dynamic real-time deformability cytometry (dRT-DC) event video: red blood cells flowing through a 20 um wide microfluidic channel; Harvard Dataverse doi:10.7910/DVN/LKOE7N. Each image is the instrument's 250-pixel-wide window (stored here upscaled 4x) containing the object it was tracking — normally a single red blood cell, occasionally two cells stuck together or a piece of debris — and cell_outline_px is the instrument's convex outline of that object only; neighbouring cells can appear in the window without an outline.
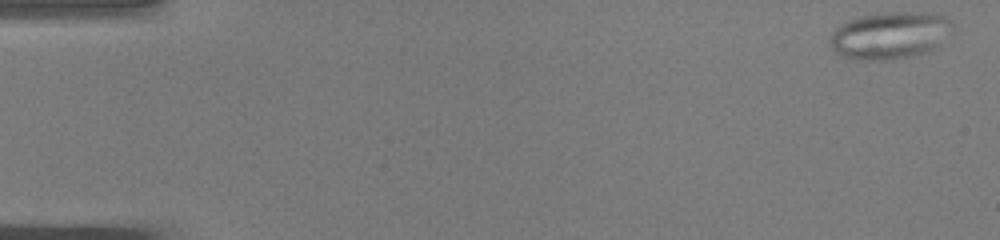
{"species": "common noctule bat (a hibernating species)", "species_latin": "Nyctalus noctula", "temperature_condition": "warm", "stored_images_in_passage": 49, "camera_frame_rate_fps": 3000, "um_per_image_px": 0.085, "animal": {"sex": "male", "body_mass_g": 19.0, "forearm_length_mm": 50.8}, "frame": {"image": 1, "passage_image": 1, "time_ms": 0.0, "image_size_px": [1000, 240], "cell_outline_px": [[956, 24], [940, 48], [912, 56], [888, 60], [860, 60], [840, 56], [832, 48], [832, 32], [840, 24], [848, 20], [864, 16], [884, 12], [932, 12], [944, 16], [952, 20]], "centroid_in_image_um": [75.74, 3.0], "position_along_channel_um": 9.3, "area_um2": 34.22}}
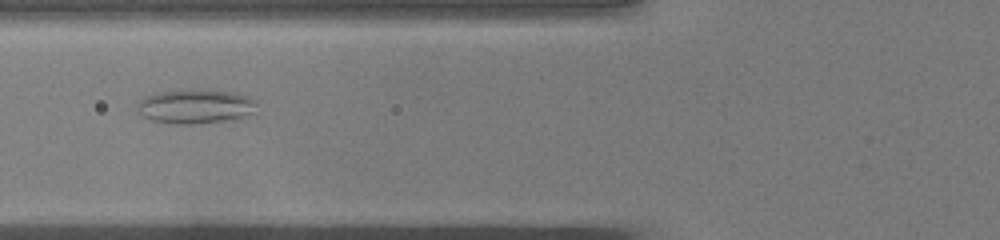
{"frame": {"image": 2, "passage_image": 19, "time_ms": 6.0, "image_size_px": [1000, 240], "cell_outline_px": [[256, 104], [252, 112], [244, 116], [228, 120], [192, 124], [176, 124], [152, 120], [136, 112], [136, 104], [144, 96], [160, 92], [188, 88], [196, 88], [232, 92], [248, 96], [256, 100]], "centroid_in_image_um": [16.56, 9.02], "position_along_channel_um": 109.2, "area_um2": 24.1}}
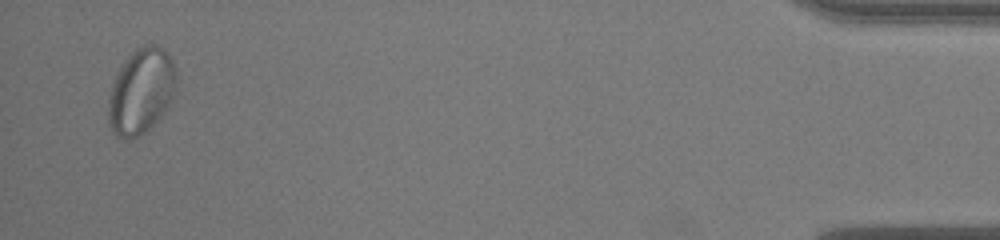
{"frame": {"image": 3, "passage_image": 48, "time_ms": 15.667, "image_size_px": [1000, 240], "cell_outline_px": [[176, 88], [172, 100], [168, 108], [144, 132], [128, 140], [124, 140], [116, 136], [112, 132], [108, 120], [108, 100], [112, 84], [124, 60], [136, 48], [144, 44], [152, 44], [164, 48], [168, 52], [176, 68]], "centroid_in_image_um": [12.01, 7.73], "position_along_channel_um": 423.2, "area_um2": 34.1}}